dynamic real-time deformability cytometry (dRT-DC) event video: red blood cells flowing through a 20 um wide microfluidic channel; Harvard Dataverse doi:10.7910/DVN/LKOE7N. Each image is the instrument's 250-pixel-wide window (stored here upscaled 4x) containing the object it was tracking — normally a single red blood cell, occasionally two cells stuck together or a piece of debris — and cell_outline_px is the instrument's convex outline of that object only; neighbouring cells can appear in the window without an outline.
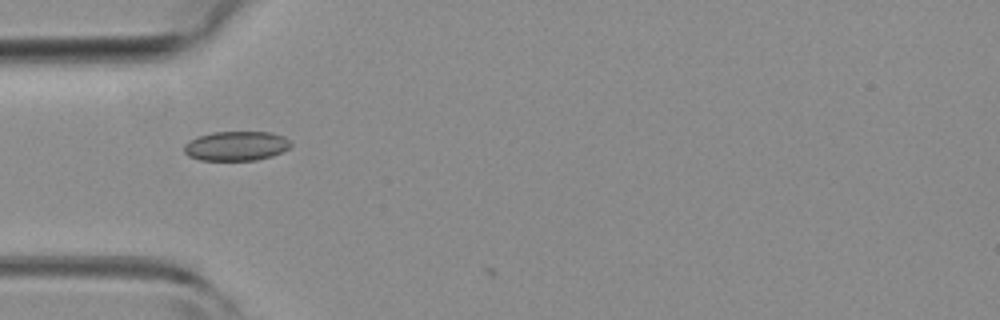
{"species": "common noctule bat (a hibernating species)", "species_latin": "Nyctalus noctula", "temperature_condition": "room temperature", "stored_images_in_passage": 3, "camera_frame_rate_fps": 3000, "um_per_image_px": 0.085, "animal": {"sex": "female", "body_mass_g": 19.3, "forearm_length_mm": 54.1}, "frame": {"image": 1, "passage_image": 2, "time_ms": 0.333, "image_size_px": [1000, 320], "cell_outline_px": [[292, 144], [288, 148], [272, 156], [256, 160], [200, 160], [188, 156], [184, 152], [184, 144], [188, 140], [212, 132], [272, 132], [284, 136], [292, 140]], "centroid_in_image_um": [20.09, 12.4], "position_along_channel_um": 64.9, "area_um2": 18.44}}